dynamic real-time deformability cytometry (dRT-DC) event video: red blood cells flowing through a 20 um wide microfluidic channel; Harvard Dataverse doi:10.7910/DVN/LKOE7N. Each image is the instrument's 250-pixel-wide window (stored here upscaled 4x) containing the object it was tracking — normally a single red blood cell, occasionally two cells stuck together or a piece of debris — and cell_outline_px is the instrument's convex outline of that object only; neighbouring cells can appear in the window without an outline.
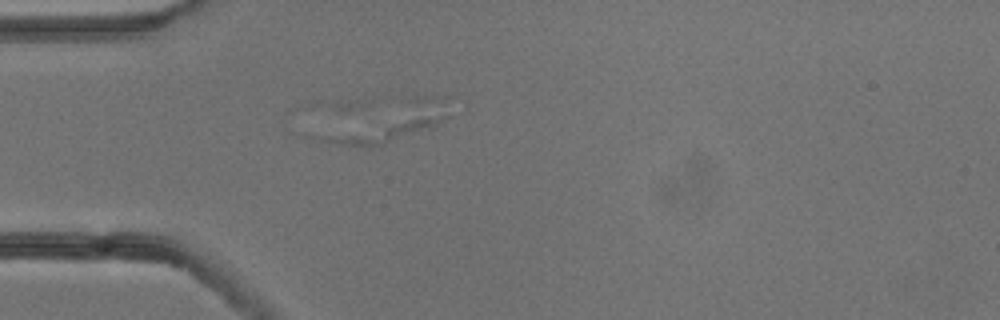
{"species": "common noctule bat (a hibernating species)", "species_latin": "Nyctalus noctula", "temperature_condition": "cold", "stored_images_in_passage": 5, "camera_frame_rate_fps": 3000, "um_per_image_px": 0.085, "animal": {"sex": "male", "body_mass_g": 13.3}, "frame": {"image": 1, "passage_image": 5, "time_ms": 1.333, "image_size_px": [1000, 320], "cell_outline_px": [[452, 116], [428, 128], [384, 144], [344, 144], [300, 136], [408, 96], [436, 96]], "centroid_in_image_um": [32.79, 10.39], "position_along_channel_um": 52.2, "area_um2": 28.32}}